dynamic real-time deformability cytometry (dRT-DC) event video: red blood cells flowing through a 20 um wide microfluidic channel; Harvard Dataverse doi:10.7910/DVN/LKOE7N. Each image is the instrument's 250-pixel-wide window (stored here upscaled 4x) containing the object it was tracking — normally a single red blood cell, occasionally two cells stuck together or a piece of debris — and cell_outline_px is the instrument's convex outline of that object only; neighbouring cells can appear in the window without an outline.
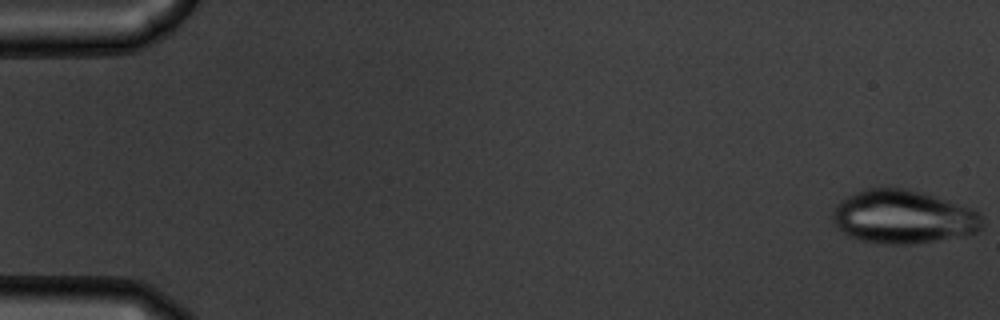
{"species": "common noctule bat (a hibernating species)", "species_latin": "Nyctalus noctula", "temperature_condition": "warm", "stored_images_in_passage": 55, "camera_frame_rate_fps": 3000, "um_per_image_px": 0.085, "animal": {"sex": "male", "body_mass_g": 19.5, "forearm_length_mm": 54.6}, "frame": {"image": 1, "passage_image": 1, "time_ms": 0.0, "image_size_px": [1000, 320], "cell_outline_px": [[984, 228], [980, 232], [912, 244], [880, 244], [860, 240], [848, 236], [840, 232], [836, 228], [832, 220], [832, 208], [840, 200], [864, 188], [908, 188], [936, 196], [976, 208], [984, 216]], "centroid_in_image_um": [76.79, 18.43], "position_along_channel_um": 8.2, "area_um2": 47.57}}